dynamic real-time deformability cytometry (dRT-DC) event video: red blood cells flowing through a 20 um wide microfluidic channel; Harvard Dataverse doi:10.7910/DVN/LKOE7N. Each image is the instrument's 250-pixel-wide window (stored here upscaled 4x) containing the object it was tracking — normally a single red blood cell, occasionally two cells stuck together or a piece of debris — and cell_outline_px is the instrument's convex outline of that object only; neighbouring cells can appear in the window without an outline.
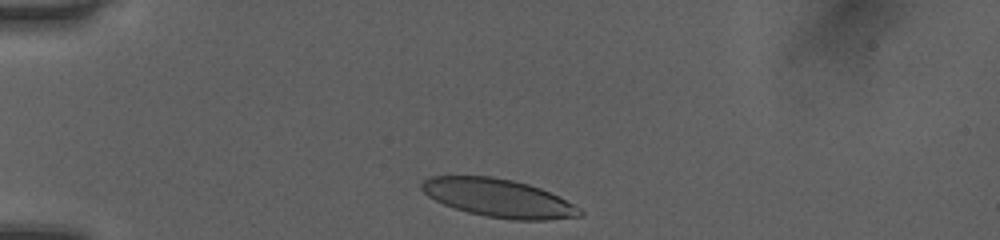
{"species": "human", "species_latin": "Homo sapiens", "temperature_condition": "room temperature", "stored_images_in_passage": 33, "camera_frame_rate_fps": 3000, "um_per_image_px": 0.085, "donor": {"sex": "female"}, "frame": {"image": 1, "passage_image": 2, "time_ms": 0.333, "image_size_px": [1000, 240], "cell_outline_px": [[584, 216], [548, 220], [512, 220], [484, 216], [468, 212], [444, 204], [428, 196], [420, 188], [420, 184], [424, 180], [432, 176], [492, 176], [512, 180], [528, 184], [540, 188], [580, 208], [584, 212]], "centroid_in_image_um": [42.37, 16.84], "position_along_channel_um": 42.6, "area_um2": 35.03}}
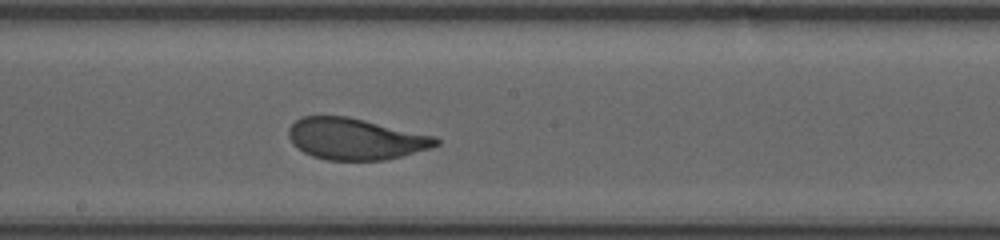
{"frame": {"image": 2, "passage_image": 18, "time_ms": 5.667, "image_size_px": [1000, 240], "cell_outline_px": [[440, 144], [432, 148], [384, 160], [328, 160], [312, 156], [304, 152], [292, 144], [288, 136], [288, 128], [300, 116], [348, 116], [436, 136], [440, 140]], "centroid_in_image_um": [30.21, 11.8], "position_along_channel_um": 218.0, "area_um2": 35.72}}
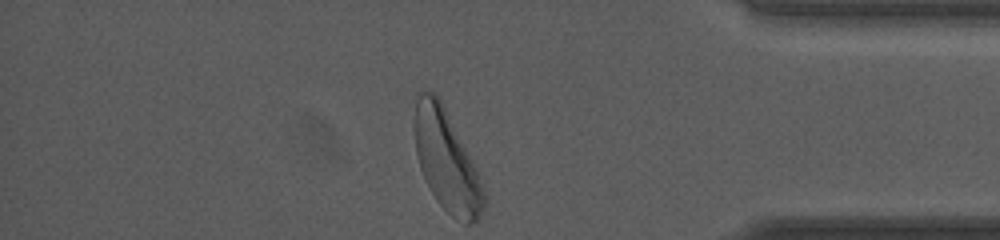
{"frame": {"image": 3, "passage_image": 33, "time_ms": 10.667, "image_size_px": [1000, 240], "cell_outline_px": [[484, 208], [476, 220], [472, 224], [464, 224], [456, 220], [436, 200], [420, 168], [416, 152], [412, 128], [412, 124], [416, 100], [420, 92], [436, 92], [472, 160], [476, 168], [484, 192]], "centroid_in_image_um": [37.92, 13.65], "position_along_channel_um": 397.3, "area_um2": 40.29}, "authors_computed_cell_mechanics": {"area_um2": 36.0672, "velocity_mm_per_s": 4.0382, "shape_relaxation_time_tau1_ms": 2.5741, "shape_relaxation_time_tau2_ms": null, "deformation_change_tau1": 0.1409, "deformation_change_tau2": null}}